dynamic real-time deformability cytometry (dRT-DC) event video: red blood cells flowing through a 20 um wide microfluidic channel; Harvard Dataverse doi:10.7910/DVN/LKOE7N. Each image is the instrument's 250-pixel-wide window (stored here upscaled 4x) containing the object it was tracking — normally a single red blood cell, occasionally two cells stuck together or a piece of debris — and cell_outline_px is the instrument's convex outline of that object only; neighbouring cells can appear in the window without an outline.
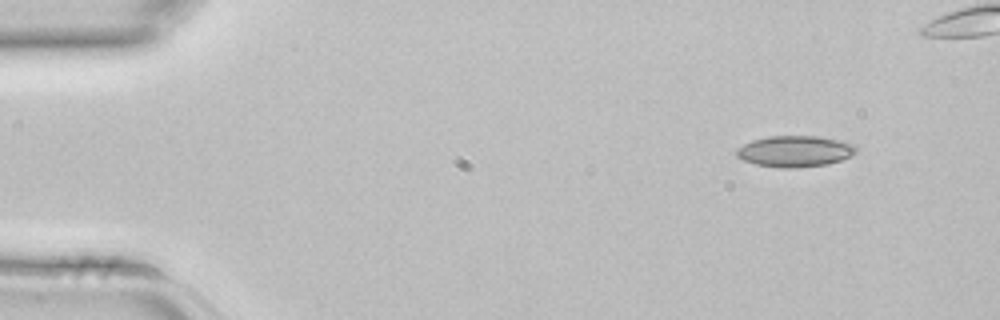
{"species": "common noctule bat (a hibernating species)", "species_latin": "Nyctalus noctula", "temperature_condition": "room temperature", "stored_images_in_passage": 4, "camera_frame_rate_fps": 3000, "um_per_image_px": 0.085, "animal": {"sex": "female", "body_mass_g": 22.7, "forearm_length_mm": 54.2}, "frame": {"image": 1, "passage_image": 1, "time_ms": 0.0, "image_size_px": [1000, 320], "cell_outline_px": [[856, 152], [852, 156], [828, 164], [792, 168], [780, 168], [756, 164], [744, 160], [736, 156], [736, 148], [752, 140], [768, 136], [820, 136], [840, 140], [852, 144], [856, 148]], "centroid_in_image_um": [67.56, 12.85], "position_along_channel_um": 17.4, "area_um2": 21.73}}